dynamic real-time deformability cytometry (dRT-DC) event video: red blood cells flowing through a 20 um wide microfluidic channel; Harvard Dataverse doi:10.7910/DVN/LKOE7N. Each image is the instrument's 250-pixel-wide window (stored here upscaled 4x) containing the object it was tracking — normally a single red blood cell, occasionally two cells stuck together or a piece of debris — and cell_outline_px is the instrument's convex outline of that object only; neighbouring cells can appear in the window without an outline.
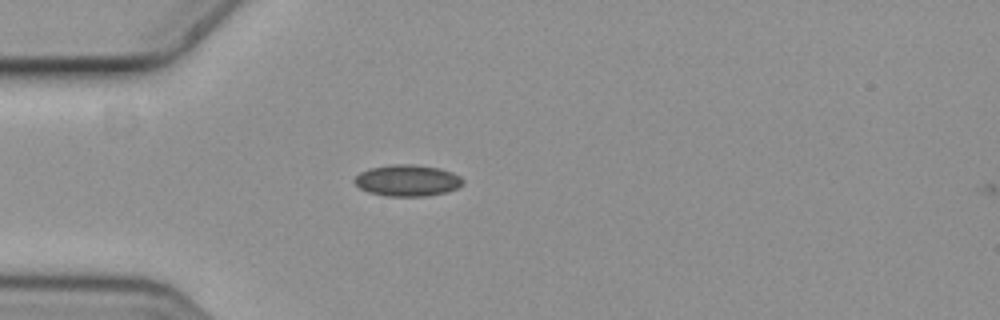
{"species": "common noctule bat (a hibernating species)", "species_latin": "Nyctalus noctula", "temperature_condition": "cold", "stored_images_in_passage": 4, "camera_frame_rate_fps": 3000, "um_per_image_px": 0.085, "animal": {"sex": "female", "body_mass_g": 19.3, "forearm_length_mm": 54.1}, "frame": {"image": 1, "passage_image": 3, "time_ms": 0.667, "image_size_px": [1000, 320], "cell_outline_px": [[464, 180], [456, 188], [448, 192], [428, 196], [388, 196], [368, 192], [360, 188], [352, 180], [360, 172], [368, 168], [392, 164], [416, 164], [440, 168], [452, 172], [460, 176]], "centroid_in_image_um": [34.61, 15.33], "position_along_channel_um": 50.4, "area_um2": 20.0}}